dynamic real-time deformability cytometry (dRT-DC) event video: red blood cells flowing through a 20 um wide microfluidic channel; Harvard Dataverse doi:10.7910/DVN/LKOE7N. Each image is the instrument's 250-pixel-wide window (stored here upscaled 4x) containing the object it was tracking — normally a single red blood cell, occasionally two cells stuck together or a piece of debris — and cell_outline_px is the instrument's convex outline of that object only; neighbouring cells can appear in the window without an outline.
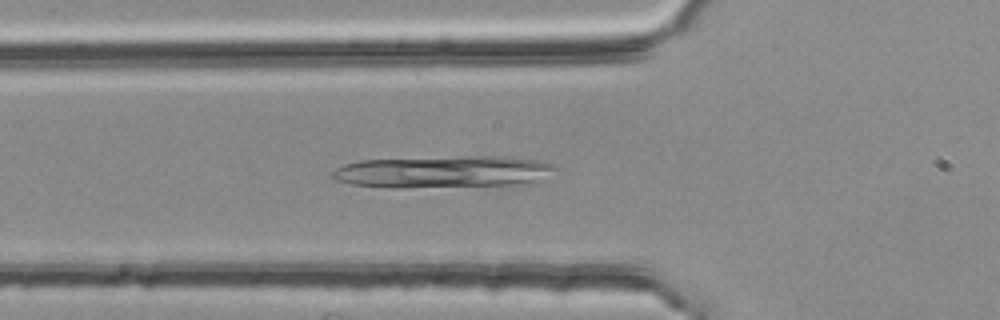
{"species": "common noctule bat (a hibernating species)", "species_latin": "Nyctalus noctula", "temperature_condition": "room temperature", "stored_images_in_passage": 49, "camera_frame_rate_fps": 3000, "um_per_image_px": 0.085, "animal": {"sex": "female", "body_mass_g": 25.1}, "frame": {"image": 1, "passage_image": 15, "time_ms": 4.667, "image_size_px": [1000, 320], "cell_outline_px": [[556, 168], [536, 180], [520, 184], [392, 188], [352, 184], [336, 180], [332, 176], [332, 172], [336, 168], [344, 164], [360, 160], [468, 156], [504, 156], [536, 160], [552, 164]], "centroid_in_image_um": [37.58, 14.59], "position_along_channel_um": 88.2, "area_um2": 40.98}}
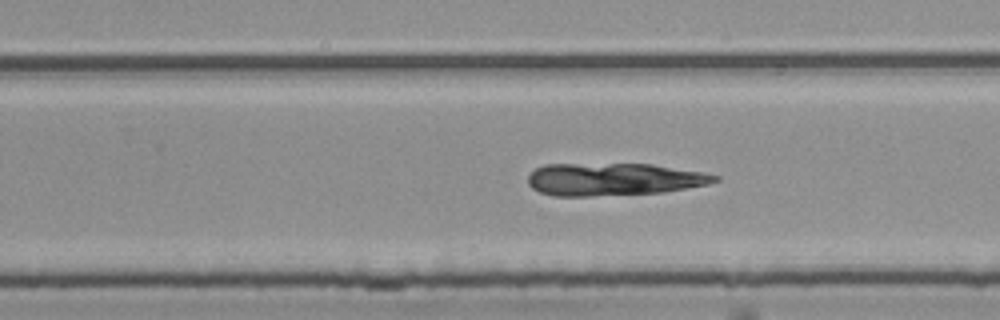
{"frame": {"image": 2, "passage_image": 30, "time_ms": 9.667, "image_size_px": [1000, 320], "cell_outline_px": [[720, 180], [708, 184], [688, 188], [664, 192], [592, 196], [552, 196], [540, 192], [532, 188], [528, 184], [528, 176], [536, 168], [544, 164], [652, 164], [704, 172], [720, 176]], "centroid_in_image_um": [52.18, 15.24], "position_along_channel_um": 277.6, "area_um2": 35.6}}
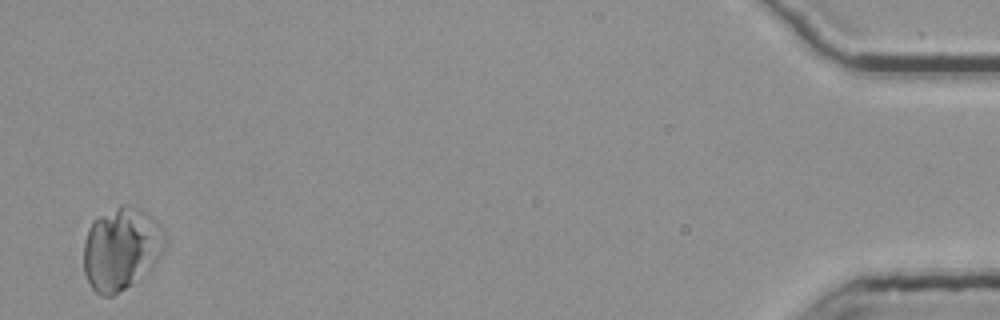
{"frame": {"image": 3, "passage_image": 49, "time_ms": 16.0, "image_size_px": [1000, 320], "cell_outline_px": [[164, 248], [152, 268], [132, 284], [112, 296], [100, 296], [88, 284], [84, 272], [84, 244], [88, 228], [100, 216], [120, 204], [132, 204], [140, 208], [164, 232]], "centroid_in_image_um": [10.27, 21.16], "position_along_channel_um": 424.9, "area_um2": 38.84}}